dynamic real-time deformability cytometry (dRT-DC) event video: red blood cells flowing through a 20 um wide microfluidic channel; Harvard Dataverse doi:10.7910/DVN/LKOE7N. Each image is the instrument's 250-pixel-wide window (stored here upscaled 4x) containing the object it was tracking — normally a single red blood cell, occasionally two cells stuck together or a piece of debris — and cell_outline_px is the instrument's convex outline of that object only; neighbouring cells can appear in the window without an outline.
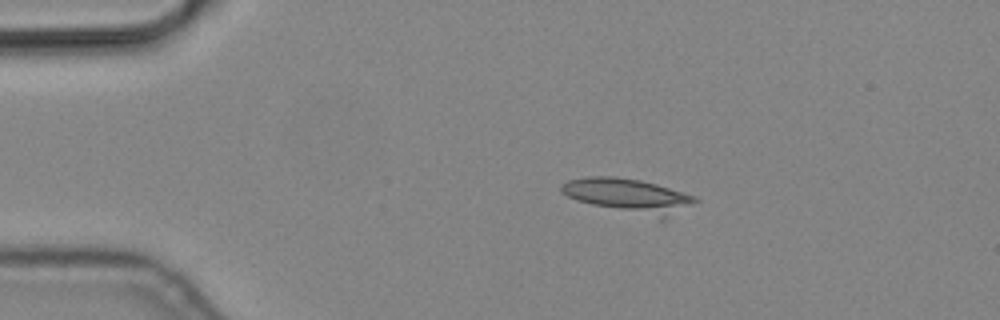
{"species": "common noctule bat (a hibernating species)", "species_latin": "Nyctalus noctula", "temperature_condition": "cold", "stored_images_in_passage": 3, "camera_frame_rate_fps": 3000, "um_per_image_px": 0.085, "animal": {"sex": "male", "body_mass_g": 19.2, "forearm_length_mm": 51.8}, "frame": {"image": 1, "passage_image": 1, "time_ms": 0.0, "image_size_px": [1000, 320], "cell_outline_px": [[700, 200], [664, 220], [660, 220], [592, 204], [576, 200], [568, 196], [560, 188], [560, 184], [568, 180], [588, 176], [616, 176], [640, 180], [656, 184], [696, 196]], "centroid_in_image_um": [53.46, 16.64], "position_along_channel_um": 31.5, "area_um2": 26.65}}